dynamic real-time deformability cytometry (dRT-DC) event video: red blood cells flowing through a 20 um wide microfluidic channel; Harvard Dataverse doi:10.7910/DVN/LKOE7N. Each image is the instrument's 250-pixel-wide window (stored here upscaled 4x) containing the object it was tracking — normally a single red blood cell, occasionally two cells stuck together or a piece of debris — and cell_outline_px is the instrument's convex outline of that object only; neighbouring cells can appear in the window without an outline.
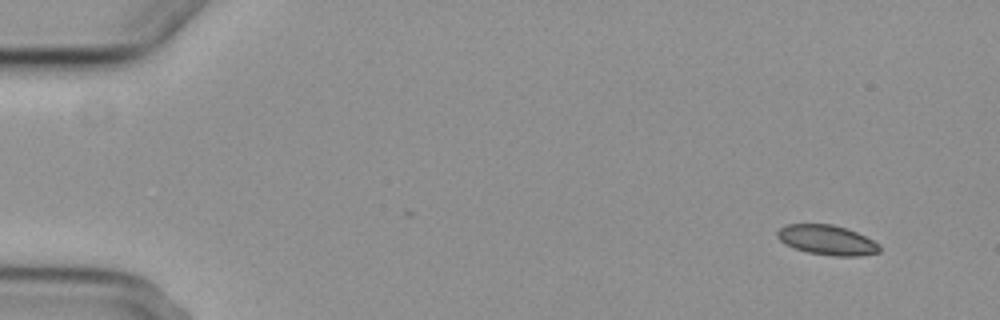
{"species": "common noctule bat (a hibernating species)", "species_latin": "Nyctalus noctula", "temperature_condition": "cold", "stored_images_in_passage": 6, "camera_frame_rate_fps": 3000, "um_per_image_px": 0.085, "animal": {"sex": "female", "body_mass_g": 29.2, "forearm_length_mm": 56.3}, "frame": {"image": 1, "passage_image": 1, "time_ms": 0.0, "image_size_px": [1000, 320], "cell_outline_px": [[880, 252], [860, 256], [832, 256], [808, 252], [784, 244], [776, 236], [776, 232], [780, 228], [788, 224], [832, 224], [856, 232], [880, 244]], "centroid_in_image_um": [70.29, 20.41], "position_along_channel_um": 14.7, "area_um2": 17.69}}
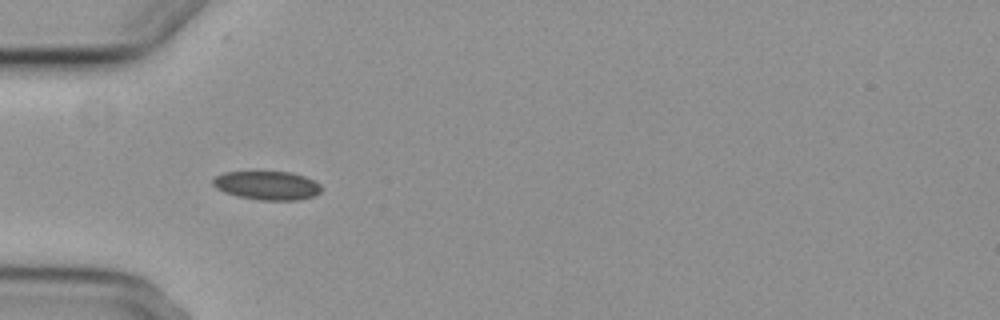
{"frame": {"image": 2, "passage_image": 5, "time_ms": 4.667, "image_size_px": [1000, 320], "cell_outline_px": [[320, 192], [312, 196], [300, 200], [256, 200], [236, 196], [224, 192], [216, 188], [212, 184], [212, 180], [216, 176], [224, 172], [292, 172], [304, 176], [320, 184]], "centroid_in_image_um": [22.67, 15.77], "position_along_channel_um": 62.3, "area_um2": 18.15}}
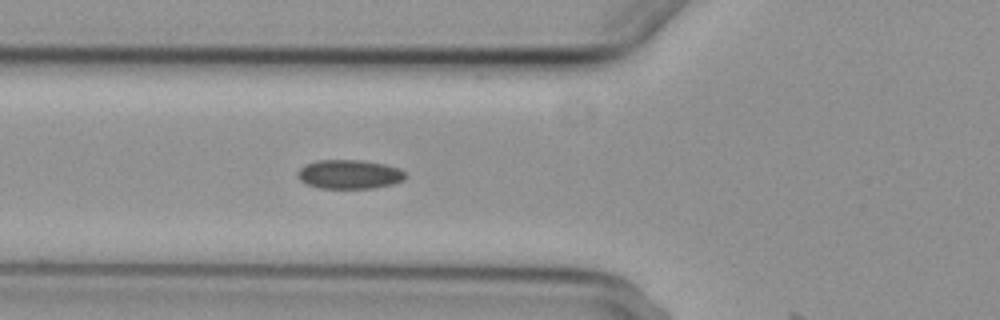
{"frame": {"image": 3, "passage_image": 6, "time_ms": 5.667, "image_size_px": [1000, 320], "cell_outline_px": [[408, 176], [404, 180], [392, 184], [376, 188], [320, 188], [308, 184], [300, 180], [296, 176], [296, 172], [304, 164], [316, 160], [360, 160], [384, 164], [400, 168]], "centroid_in_image_um": [29.69, 14.81], "position_along_channel_um": 96.1, "area_um2": 18.44}}